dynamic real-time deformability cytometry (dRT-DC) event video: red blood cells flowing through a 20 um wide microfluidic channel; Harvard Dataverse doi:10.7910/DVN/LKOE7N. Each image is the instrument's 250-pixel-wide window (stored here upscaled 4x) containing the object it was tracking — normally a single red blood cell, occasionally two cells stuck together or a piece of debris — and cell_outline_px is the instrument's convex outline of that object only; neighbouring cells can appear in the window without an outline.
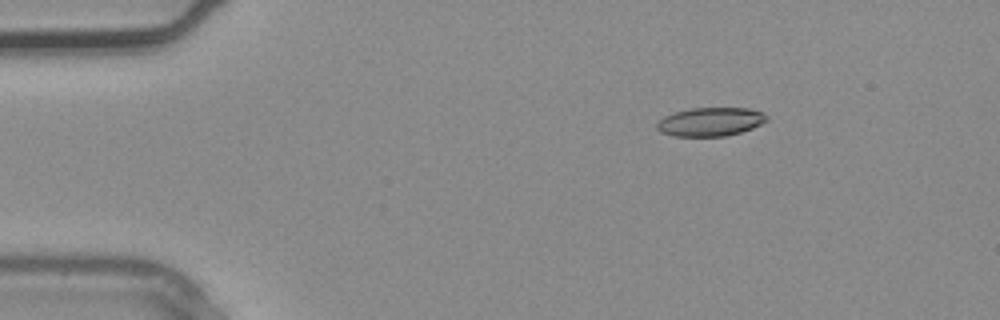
{"species": "common noctule bat (a hibernating species)", "species_latin": "Nyctalus noctula", "temperature_condition": "warm", "stored_images_in_passage": 2, "camera_frame_rate_fps": 3000, "um_per_image_px": 0.085, "animal": {"sex": "male", "body_mass_g": 20.4}, "frame": {"image": 1, "passage_image": 1, "time_ms": 0.0, "image_size_px": [1000, 320], "cell_outline_px": [[768, 120], [752, 128], [740, 132], [724, 136], [672, 136], [660, 132], [656, 128], [656, 124], [664, 116], [676, 112], [692, 108], [748, 108], [764, 112], [768, 116]], "centroid_in_image_um": [60.39, 10.35], "position_along_channel_um": 24.6, "area_um2": 18.32}}
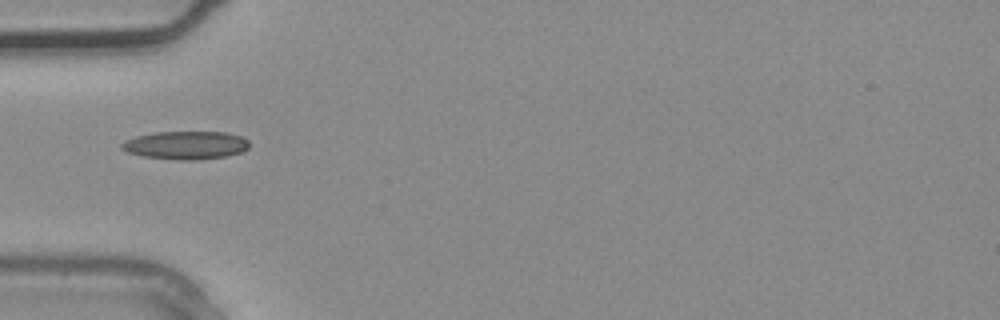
{"frame": {"image": 2, "passage_image": 2, "time_ms": 0.333, "image_size_px": [1000, 320], "cell_outline_px": [[248, 148], [244, 152], [228, 156], [200, 160], [176, 160], [140, 156], [128, 152], [120, 148], [120, 144], [124, 140], [136, 136], [152, 132], [224, 132], [240, 136], [248, 140]], "centroid_in_image_um": [15.77, 12.35], "position_along_channel_um": 69.2, "area_um2": 21.27}}